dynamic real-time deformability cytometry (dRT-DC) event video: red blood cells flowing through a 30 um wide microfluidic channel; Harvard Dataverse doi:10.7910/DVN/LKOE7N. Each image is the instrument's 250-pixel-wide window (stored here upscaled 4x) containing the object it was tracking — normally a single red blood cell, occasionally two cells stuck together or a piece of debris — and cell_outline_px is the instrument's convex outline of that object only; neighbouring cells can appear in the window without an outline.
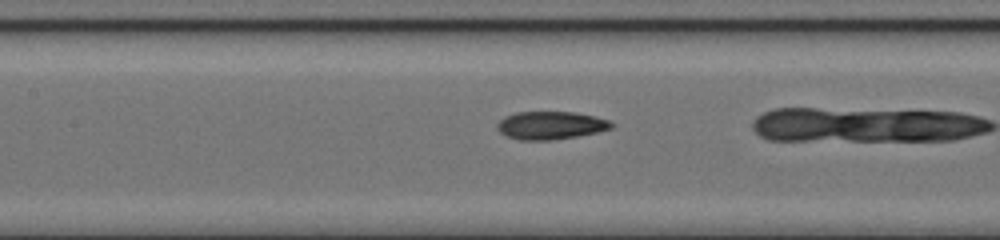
{"species": "common noctule bat (a hibernating species)", "species_latin": "Nyctalus noctula", "temperature_condition": "cold", "stored_images_in_passage": 36, "camera_frame_rate_fps": 3000, "um_per_image_px": 0.085, "animal": {"sex": "female", "body_mass_g": 17.0, "forearm_length_mm": 48.0}, "frame": {"image": 1, "passage_image": 21, "time_ms": 6.667, "image_size_px": [1000, 240], "cell_outline_px": [[612, 128], [596, 132], [576, 136], [552, 140], [520, 140], [504, 136], [496, 128], [496, 124], [504, 116], [516, 112], [576, 112], [608, 120], [612, 124]], "centroid_in_image_um": [46.73, 10.66], "position_along_channel_um": 160.7, "area_um2": 18.55}}